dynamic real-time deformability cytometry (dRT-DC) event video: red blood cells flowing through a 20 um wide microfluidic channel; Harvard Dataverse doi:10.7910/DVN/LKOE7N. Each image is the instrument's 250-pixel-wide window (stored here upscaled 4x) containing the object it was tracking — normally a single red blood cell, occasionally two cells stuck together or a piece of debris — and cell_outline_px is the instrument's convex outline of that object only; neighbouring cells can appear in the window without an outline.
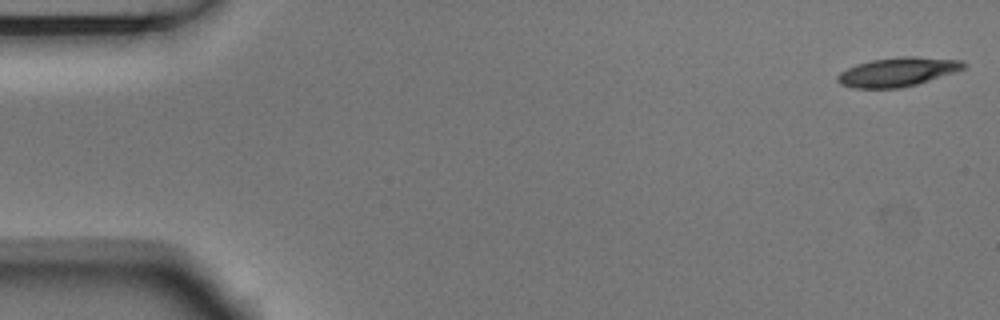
{"species": "Egyptian fruit bat (a non-hibernating species)", "species_latin": "Rousettus aegyptiacus", "temperature_condition": "room temperature", "stored_images_in_passage": 10, "camera_frame_rate_fps": 3000, "um_per_image_px": 0.085, "animal": {"sex": "male"}, "frame": {"image": 1, "passage_image": 1, "time_ms": 0.0, "image_size_px": [1000, 320], "cell_outline_px": [[968, 64], [964, 68], [956, 72], [916, 84], [900, 88], [852, 88], [840, 84], [836, 80], [836, 76], [840, 72], [856, 64], [872, 60], [900, 56], [916, 56], [964, 60]], "centroid_in_image_um": [76.31, 6.1], "position_along_channel_um": 8.7, "area_um2": 21.5}}